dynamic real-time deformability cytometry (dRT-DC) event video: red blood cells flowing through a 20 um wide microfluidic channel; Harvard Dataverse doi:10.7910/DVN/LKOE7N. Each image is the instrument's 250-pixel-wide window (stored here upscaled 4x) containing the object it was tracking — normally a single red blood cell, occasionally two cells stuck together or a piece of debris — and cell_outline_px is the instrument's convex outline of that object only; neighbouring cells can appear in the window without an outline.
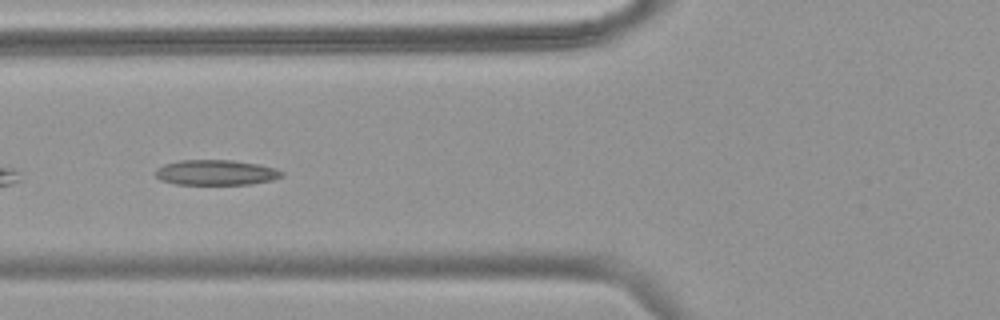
{"species": "common noctule bat (a hibernating species)", "species_latin": "Nyctalus noctula", "temperature_condition": "warm", "stored_images_in_passage": 6, "camera_frame_rate_fps": 3000, "um_per_image_px": 0.085, "animal": {"sex": "female", "body_mass_g": 18.4}, "frame": {"image": 1, "passage_image": 4, "time_ms": 1.0, "image_size_px": [1000, 320], "cell_outline_px": [[284, 176], [272, 180], [252, 184], [176, 184], [160, 180], [156, 176], [156, 168], [164, 164], [180, 160], [232, 160], [260, 164], [276, 168], [284, 172]], "centroid_in_image_um": [18.39, 14.66], "position_along_channel_um": 107.4, "area_um2": 18.73}}